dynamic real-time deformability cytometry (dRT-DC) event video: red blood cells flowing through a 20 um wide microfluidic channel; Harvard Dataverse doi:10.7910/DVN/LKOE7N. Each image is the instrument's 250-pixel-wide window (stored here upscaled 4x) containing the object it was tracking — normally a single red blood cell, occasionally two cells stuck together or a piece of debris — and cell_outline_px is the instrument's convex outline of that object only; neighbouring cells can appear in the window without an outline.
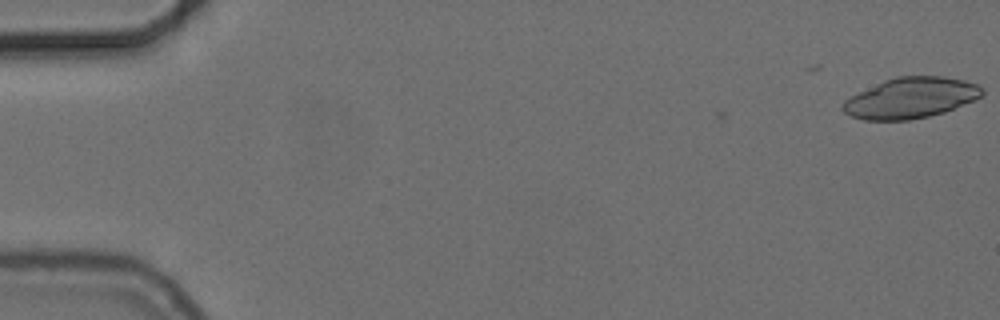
{"species": "common noctule bat (a hibernating species)", "species_latin": "Nyctalus noctula", "temperature_condition": "cold", "stored_images_in_passage": 4, "camera_frame_rate_fps": 3000, "um_per_image_px": 0.085, "animal": {"sex": "female", "body_mass_g": 24.6, "forearm_length_mm": 56.2}, "frame": {"image": 1, "passage_image": 1, "time_ms": 0.0, "image_size_px": [1000, 320], "cell_outline_px": [[984, 96], [944, 112], [928, 116], [908, 120], [864, 120], [852, 116], [844, 112], [840, 108], [844, 100], [884, 80], [896, 76], [944, 76], [964, 80], [976, 84], [984, 88]], "centroid_in_image_um": [77.44, 8.32], "position_along_channel_um": 7.6, "area_um2": 32.95}}